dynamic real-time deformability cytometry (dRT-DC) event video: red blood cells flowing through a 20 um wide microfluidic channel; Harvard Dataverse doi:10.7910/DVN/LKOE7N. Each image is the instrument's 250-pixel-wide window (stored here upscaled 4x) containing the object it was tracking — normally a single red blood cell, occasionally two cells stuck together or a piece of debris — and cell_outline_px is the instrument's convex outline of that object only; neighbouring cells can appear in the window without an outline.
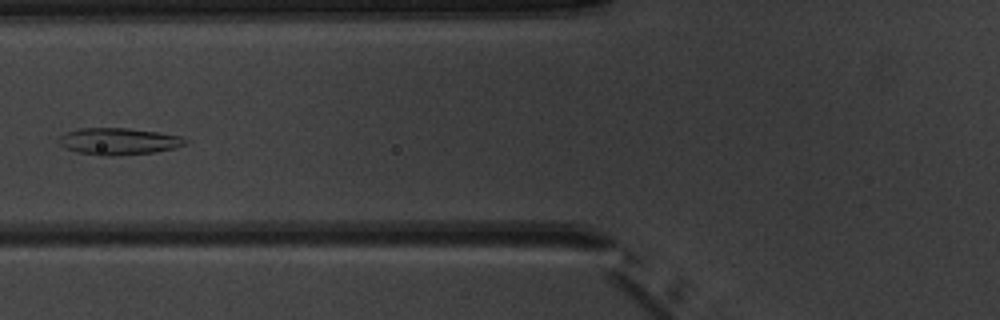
{"species": "common noctule bat (a hibernating species)", "species_latin": "Nyctalus noctula", "temperature_condition": "warm", "stored_images_in_passage": 6, "camera_frame_rate_fps": 3000, "um_per_image_px": 0.085, "animal": {"sex": "male", "body_mass_g": 20.1, "forearm_length_mm": 53.5}, "frame": {"image": 1, "passage_image": 5, "time_ms": 5.667, "image_size_px": [1000, 320], "cell_outline_px": [[188, 144], [156, 152], [112, 156], [96, 156], [76, 152], [60, 144], [56, 140], [64, 132], [80, 128], [128, 128], [156, 132], [180, 136], [188, 140]], "centroid_in_image_um": [10.05, 12.02], "position_along_channel_um": 115.8, "area_um2": 19.88}}
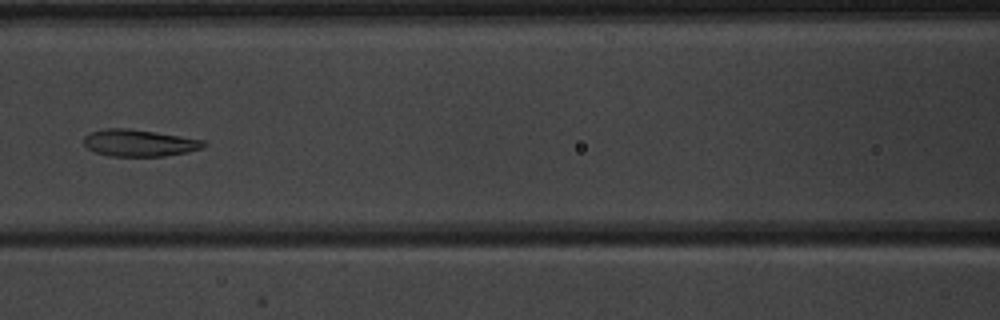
{"frame": {"image": 2, "passage_image": 6, "time_ms": 6.667, "image_size_px": [1000, 320], "cell_outline_px": [[208, 144], [204, 148], [188, 152], [164, 156], [108, 156], [96, 152], [88, 148], [84, 144], [84, 136], [88, 132], [108, 128], [128, 128], [156, 132], [204, 140]], "centroid_in_image_um": [11.85, 12.15], "position_along_channel_um": 154.8, "area_um2": 18.9}}